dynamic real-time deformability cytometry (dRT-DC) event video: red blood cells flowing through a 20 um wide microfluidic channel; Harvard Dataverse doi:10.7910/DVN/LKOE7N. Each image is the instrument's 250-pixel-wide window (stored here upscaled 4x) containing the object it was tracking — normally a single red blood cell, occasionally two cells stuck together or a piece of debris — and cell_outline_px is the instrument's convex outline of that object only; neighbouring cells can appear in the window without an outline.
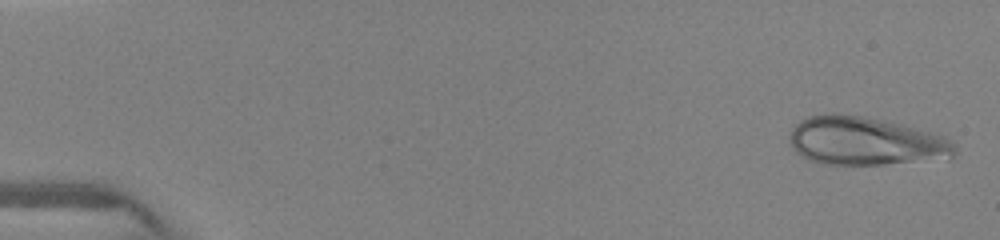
{"species": "human", "species_latin": "Homo sapiens", "temperature_condition": "warm", "stored_images_in_passage": 16, "camera_frame_rate_fps": 3000, "um_per_image_px": 0.085, "donor": {"sex": "female"}, "frame": {"image": 1, "passage_image": 1, "time_ms": 0.0, "image_size_px": [1000, 240], "cell_outline_px": [[956, 152], [952, 156], [884, 164], [828, 164], [812, 160], [800, 156], [788, 144], [788, 140], [792, 128], [800, 120], [808, 116], [828, 112], [836, 112], [884, 120], [904, 124], [932, 132], [944, 136], [956, 144]], "centroid_in_image_um": [73.49, 11.96], "position_along_channel_um": 11.5, "area_um2": 46.53}}
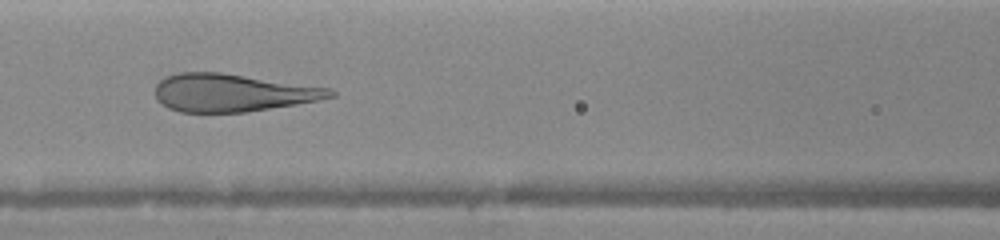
{"frame": {"image": 2, "passage_image": 13, "time_ms": 6.333, "image_size_px": [1000, 240], "cell_outline_px": [[336, 96], [320, 100], [296, 104], [244, 112], [180, 112], [168, 108], [156, 100], [156, 84], [164, 76], [180, 72], [220, 72], [328, 88], [336, 92]], "centroid_in_image_um": [19.72, 7.88], "position_along_channel_um": 146.9, "area_um2": 38.32}}
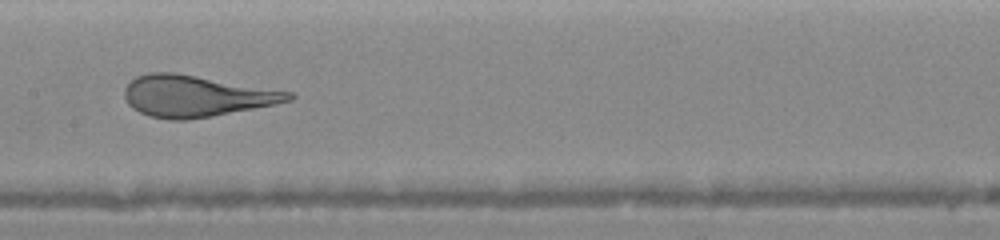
{"frame": {"image": 3, "passage_image": 15, "time_ms": 7.333, "image_size_px": [1000, 240], "cell_outline_px": [[296, 96], [292, 100], [276, 104], [212, 116], [188, 120], [168, 120], [148, 116], [132, 108], [128, 104], [124, 96], [124, 88], [136, 76], [148, 72], [176, 72], [292, 92]], "centroid_in_image_um": [16.64, 8.16], "position_along_channel_um": 190.8, "area_um2": 39.71}}